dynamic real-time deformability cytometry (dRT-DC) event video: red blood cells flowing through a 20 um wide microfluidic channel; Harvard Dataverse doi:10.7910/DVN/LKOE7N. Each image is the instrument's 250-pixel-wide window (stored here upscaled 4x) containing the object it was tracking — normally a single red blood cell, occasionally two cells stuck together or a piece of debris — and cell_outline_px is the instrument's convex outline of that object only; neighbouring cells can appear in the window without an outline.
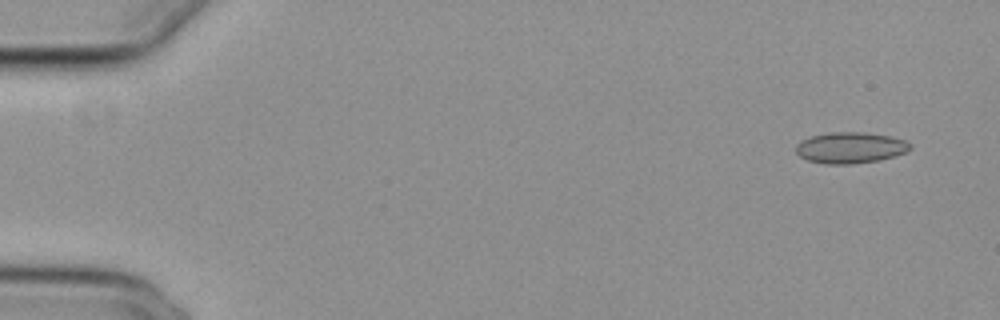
{"species": "common noctule bat (a hibernating species)", "species_latin": "Nyctalus noctula", "temperature_condition": "cold", "stored_images_in_passage": 52, "camera_frame_rate_fps": 3000, "um_per_image_px": 0.085, "animal": {"sex": "female", "body_mass_g": 29.2, "forearm_length_mm": 56.3}, "frame": {"image": 1, "passage_image": 1, "time_ms": 0.0, "image_size_px": [1000, 320], "cell_outline_px": [[912, 148], [904, 152], [880, 160], [852, 164], [824, 164], [808, 160], [800, 156], [796, 152], [796, 144], [800, 140], [812, 136], [828, 132], [864, 132], [892, 136], [904, 140], [912, 144]], "centroid_in_image_um": [72.27, 12.55], "position_along_channel_um": 12.7, "area_um2": 20.81}}
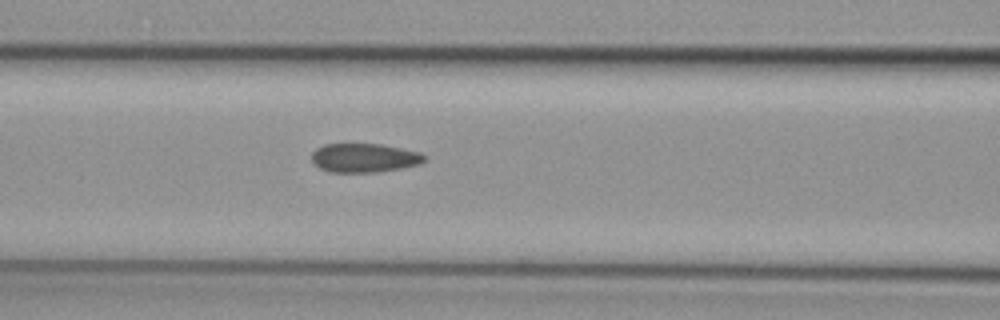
{"frame": {"image": 2, "passage_image": 21, "time_ms": 6.667, "image_size_px": [1000, 320], "cell_outline_px": [[424, 160], [420, 164], [400, 168], [376, 172], [328, 172], [312, 164], [312, 152], [316, 148], [324, 144], [380, 144], [420, 152], [424, 156]], "centroid_in_image_um": [30.91, 13.42], "position_along_channel_um": 135.7, "area_um2": 18.96}}
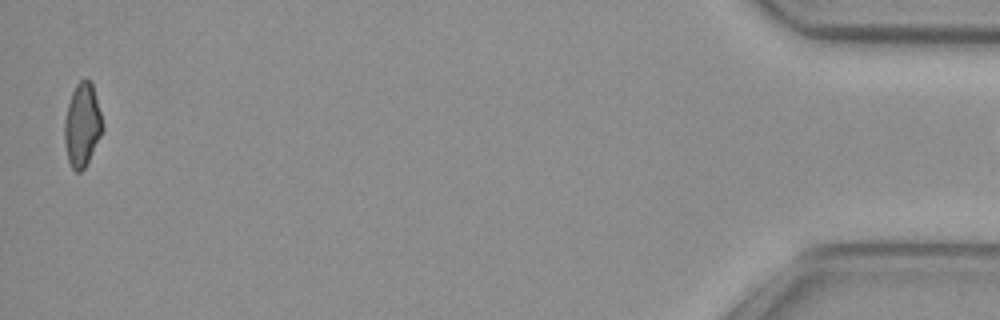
{"frame": {"image": 3, "passage_image": 51, "time_ms": 16.667, "image_size_px": [1000, 320], "cell_outline_px": [[104, 128], [84, 168], [80, 172], [76, 172], [72, 168], [68, 160], [64, 140], [64, 120], [68, 104], [72, 92], [76, 84], [80, 80], [88, 80], [92, 84], [100, 112]], "centroid_in_image_um": [6.97, 10.63], "position_along_channel_um": 428.2, "area_um2": 18.15}}